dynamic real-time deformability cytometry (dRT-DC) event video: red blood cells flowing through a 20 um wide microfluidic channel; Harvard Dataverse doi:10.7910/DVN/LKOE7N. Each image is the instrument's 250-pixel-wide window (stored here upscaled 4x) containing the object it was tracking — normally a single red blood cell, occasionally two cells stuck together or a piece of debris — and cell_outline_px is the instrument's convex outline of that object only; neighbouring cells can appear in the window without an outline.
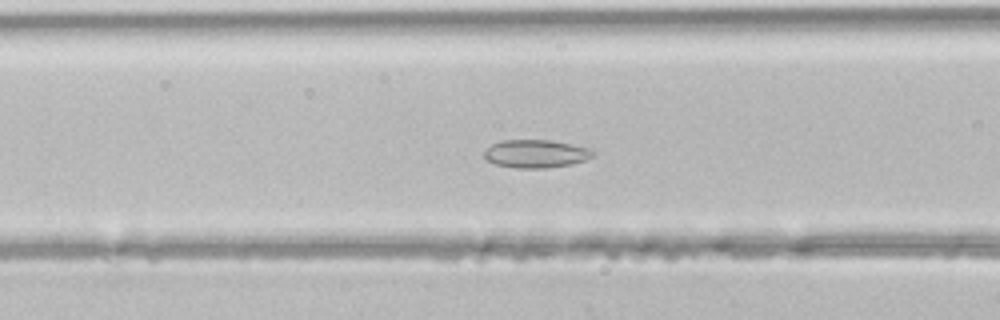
{"species": "common noctule bat (a hibernating species)", "species_latin": "Nyctalus noctula", "temperature_condition": "room temperature", "stored_images_in_passage": 38, "camera_frame_rate_fps": 3000, "um_per_image_px": 0.085, "animal": {"sex": "male", "body_mass_g": 21.5, "forearm_length_mm": 52.0}, "frame": {"image": 1, "passage_image": 10, "time_ms": 3.0, "image_size_px": [1000, 320], "cell_outline_px": [[596, 152], [592, 156], [584, 160], [572, 164], [548, 168], [516, 168], [496, 164], [488, 160], [484, 156], [484, 148], [500, 140], [548, 140], [572, 144], [588, 148]], "centroid_in_image_um": [45.53, 13.06], "position_along_channel_um": 121.1, "area_um2": 17.8}}
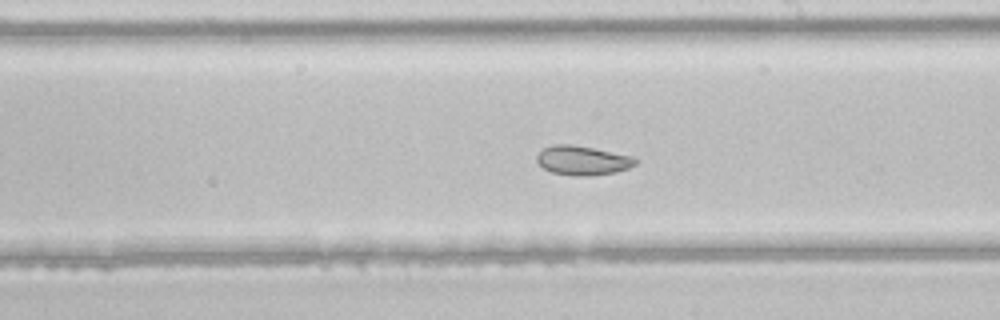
{"frame": {"image": 2, "passage_image": 18, "time_ms": 5.667, "image_size_px": [1000, 320], "cell_outline_px": [[640, 160], [636, 164], [628, 168], [616, 172], [592, 176], [572, 176], [552, 172], [544, 168], [536, 160], [536, 156], [544, 148], [556, 144], [568, 144], [592, 148], [632, 156]], "centroid_in_image_um": [49.54, 13.65], "position_along_channel_um": 239.5, "area_um2": 16.76}}
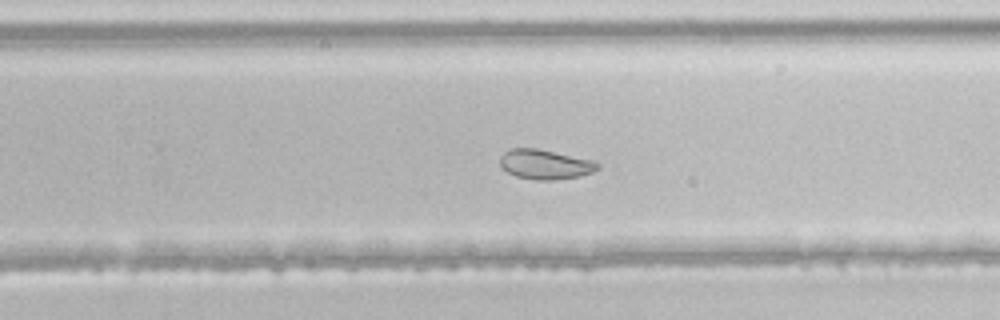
{"frame": {"image": 3, "passage_image": 21, "time_ms": 6.667, "image_size_px": [1000, 320], "cell_outline_px": [[600, 168], [592, 172], [580, 176], [552, 180], [536, 180], [516, 176], [508, 172], [500, 164], [500, 156], [504, 152], [512, 148], [536, 148], [592, 160], [600, 164]], "centroid_in_image_um": [46.34, 13.97], "position_along_channel_um": 283.5, "area_um2": 16.76}}